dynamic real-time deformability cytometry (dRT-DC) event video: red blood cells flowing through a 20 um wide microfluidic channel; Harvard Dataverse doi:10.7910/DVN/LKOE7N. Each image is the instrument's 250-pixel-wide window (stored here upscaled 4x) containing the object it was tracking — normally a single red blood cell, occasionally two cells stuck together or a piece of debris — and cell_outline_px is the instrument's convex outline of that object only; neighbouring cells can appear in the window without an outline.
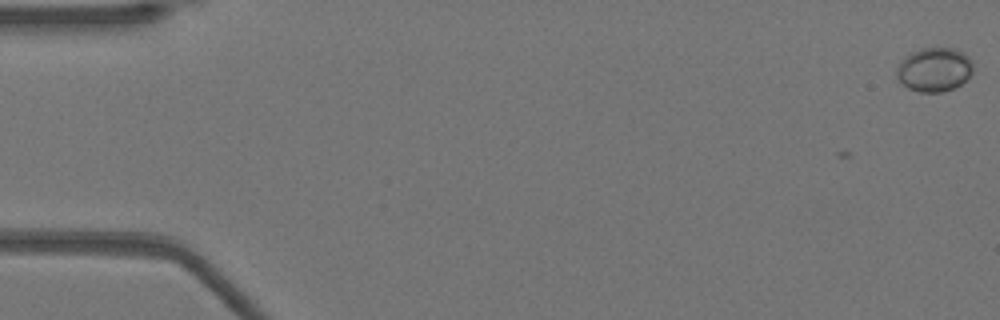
{"species": "Egyptian fruit bat (a non-hibernating species)", "species_latin": "Rousettus aegyptiacus", "temperature_condition": "warm", "stored_images_in_passage": 4, "camera_frame_rate_fps": 3000, "um_per_image_px": 0.085, "animal": {"sex": "female"}, "frame": {"image": 1, "passage_image": 1, "time_ms": 0.0, "image_size_px": [1000, 320], "cell_outline_px": [[972, 72], [956, 88], [944, 92], [920, 92], [908, 88], [896, 76], [896, 68], [912, 52], [920, 48], [956, 48], [964, 52], [972, 60]], "centroid_in_image_um": [79.44, 5.91], "position_along_channel_um": 5.6, "area_um2": 19.48}}